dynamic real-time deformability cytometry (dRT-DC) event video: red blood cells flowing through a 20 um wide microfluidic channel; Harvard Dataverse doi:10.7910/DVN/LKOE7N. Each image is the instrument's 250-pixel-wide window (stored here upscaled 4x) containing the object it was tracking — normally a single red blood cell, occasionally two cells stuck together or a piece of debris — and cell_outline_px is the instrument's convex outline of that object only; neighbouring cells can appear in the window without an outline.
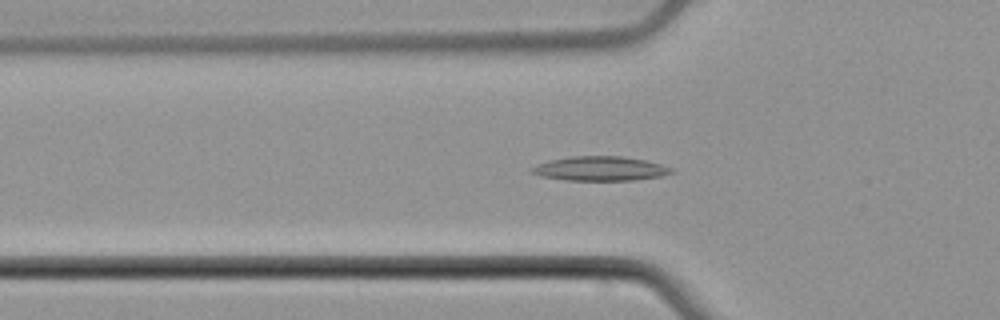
{"species": "common noctule bat (a hibernating species)", "species_latin": "Nyctalus noctula", "temperature_condition": "cold", "stored_images_in_passage": 49, "camera_frame_rate_fps": 3000, "um_per_image_px": 0.085, "animal": {"sex": "male", "body_mass_g": 21.5, "forearm_length_mm": 52.0}, "frame": {"image": 1, "passage_image": 12, "time_ms": 3.667, "image_size_px": [1000, 320], "cell_outline_px": [[676, 172], [660, 176], [632, 180], [564, 180], [540, 176], [528, 172], [528, 168], [536, 164], [548, 160], [568, 156], [620, 156], [644, 160], [660, 164], [672, 168]], "centroid_in_image_um": [50.92, 14.33], "position_along_channel_um": 74.9, "area_um2": 20.0}}
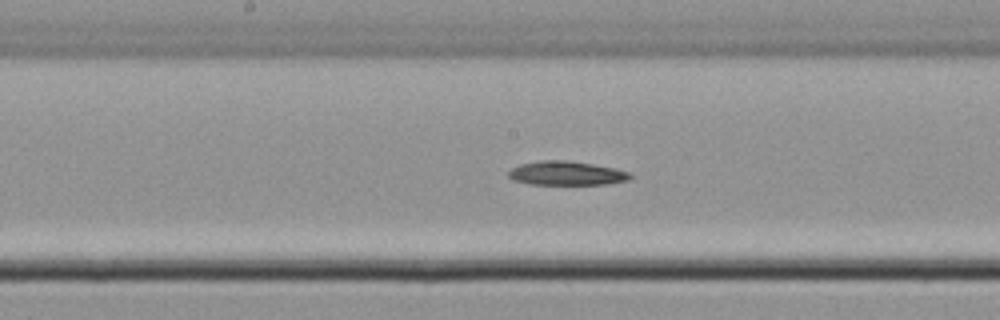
{"frame": {"image": 2, "passage_image": 22, "time_ms": 7.0, "image_size_px": [1000, 320], "cell_outline_px": [[632, 176], [628, 180], [608, 184], [528, 184], [512, 180], [508, 176], [508, 172], [512, 168], [520, 164], [544, 160], [564, 160], [592, 164], [616, 168], [628, 172]], "centroid_in_image_um": [48.13, 14.73], "position_along_channel_um": 200.1, "area_um2": 16.94}}
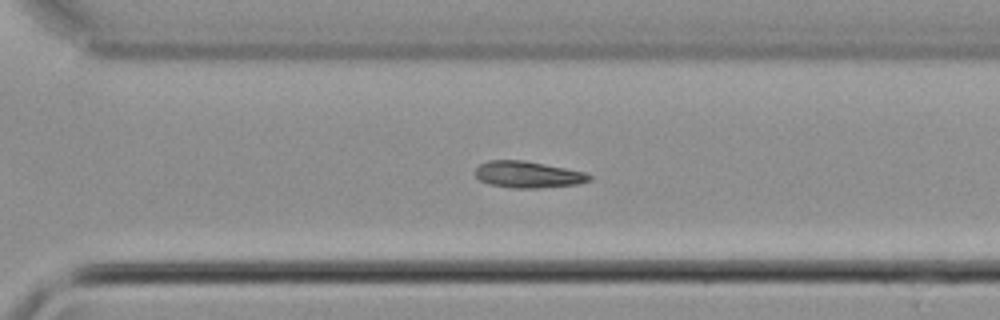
{"frame": {"image": 3, "passage_image": 32, "time_ms": 10.333, "image_size_px": [1000, 320], "cell_outline_px": [[592, 180], [576, 184], [540, 188], [512, 188], [488, 184], [480, 180], [476, 176], [476, 168], [480, 164], [488, 160], [524, 160], [584, 172], [592, 176]], "centroid_in_image_um": [44.86, 14.84], "position_along_channel_um": 325.7, "area_um2": 17.57}}